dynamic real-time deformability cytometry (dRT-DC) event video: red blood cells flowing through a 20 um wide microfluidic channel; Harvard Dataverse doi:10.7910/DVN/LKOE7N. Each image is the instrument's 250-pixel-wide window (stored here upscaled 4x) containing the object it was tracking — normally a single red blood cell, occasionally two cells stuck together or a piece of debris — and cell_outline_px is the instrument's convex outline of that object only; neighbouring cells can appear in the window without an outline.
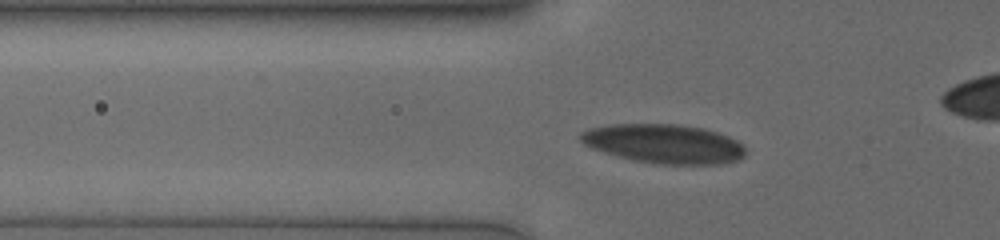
{"species": "human", "species_latin": "Homo sapiens", "temperature_condition": "cold", "stored_images_in_passage": 50, "camera_frame_rate_fps": 3000, "um_per_image_px": 0.085, "donor": {"sex": "male"}, "frame": {"image": 1, "passage_image": 14, "time_ms": 4.333, "image_size_px": [1000, 240], "cell_outline_px": [[744, 156], [740, 160], [724, 164], [652, 164], [632, 160], [616, 156], [592, 148], [584, 144], [580, 140], [580, 132], [588, 128], [612, 124], [676, 124], [704, 128], [728, 136], [744, 144]], "centroid_in_image_um": [56.44, 12.23], "position_along_channel_um": 69.4, "area_um2": 37.92}}
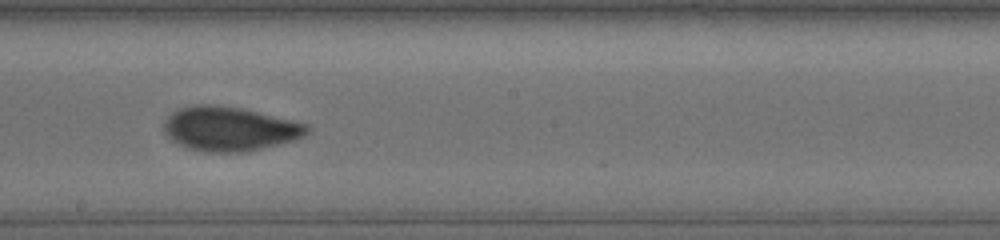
{"frame": {"image": 2, "passage_image": 27, "time_ms": 8.667, "image_size_px": [1000, 240], "cell_outline_px": [[312, 128], [304, 136], [296, 140], [248, 152], [208, 152], [188, 148], [172, 140], [164, 132], [164, 120], [172, 112], [180, 108], [192, 104], [212, 104], [240, 108], [292, 120], [308, 124]], "centroid_in_image_um": [19.53, 10.95], "position_along_channel_um": 228.7, "area_um2": 37.05}}
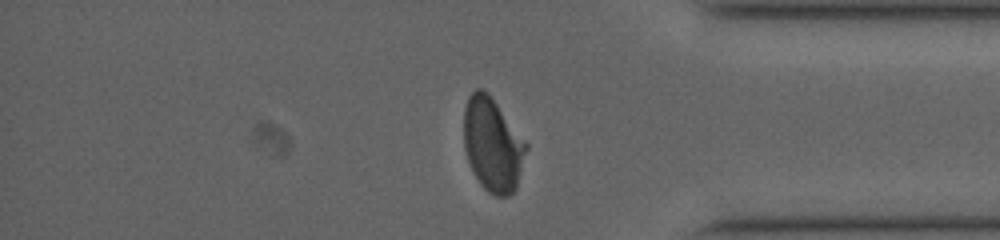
{"frame": {"image": 3, "passage_image": 41, "time_ms": 13.333, "image_size_px": [1000, 240], "cell_outline_px": [[528, 148], [516, 188], [508, 196], [496, 196], [488, 192], [480, 184], [472, 172], [464, 148], [464, 108], [468, 96], [476, 88], [484, 88], [488, 92], [528, 144]], "centroid_in_image_um": [41.86, 12.29], "position_along_channel_um": 393.3, "area_um2": 34.22}, "authors_computed_cell_mechanics": {"area_um2": 35.3736, "velocity_mm_per_s": 3.7605, "shape_relaxation_time_tau1_ms": 10.2969, "shape_relaxation_time_tau2_ms": 0.8464, "deformation_change_tau1": 0.2207, "deformation_change_tau2": 0.0411}}